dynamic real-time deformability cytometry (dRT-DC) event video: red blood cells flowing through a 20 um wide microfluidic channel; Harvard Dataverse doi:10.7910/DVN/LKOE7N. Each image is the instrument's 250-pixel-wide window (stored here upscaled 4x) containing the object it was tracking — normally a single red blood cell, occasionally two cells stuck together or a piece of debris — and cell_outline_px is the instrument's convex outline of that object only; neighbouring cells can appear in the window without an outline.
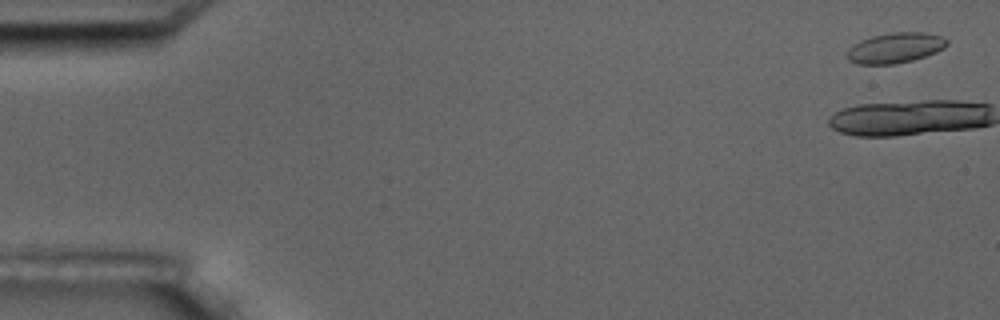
{"species": "common noctule bat (a hibernating species)", "species_latin": "Nyctalus noctula", "temperature_condition": "room temperature", "stored_images_in_passage": 5, "camera_frame_rate_fps": 3000, "um_per_image_px": 0.085, "animal": {"sex": "male", "body_mass_g": 17.5, "forearm_length_mm": 52.3}, "frame": {"image": 1, "passage_image": 1, "time_ms": 0.0, "image_size_px": [1000, 320], "cell_outline_px": [[948, 44], [944, 48], [936, 52], [912, 60], [892, 64], [856, 64], [848, 60], [848, 48], [852, 44], [860, 40], [872, 36], [892, 32], [924, 32], [940, 36], [948, 40]], "centroid_in_image_um": [76.08, 4.06], "position_along_channel_um": 8.9, "area_um2": 17.63}}